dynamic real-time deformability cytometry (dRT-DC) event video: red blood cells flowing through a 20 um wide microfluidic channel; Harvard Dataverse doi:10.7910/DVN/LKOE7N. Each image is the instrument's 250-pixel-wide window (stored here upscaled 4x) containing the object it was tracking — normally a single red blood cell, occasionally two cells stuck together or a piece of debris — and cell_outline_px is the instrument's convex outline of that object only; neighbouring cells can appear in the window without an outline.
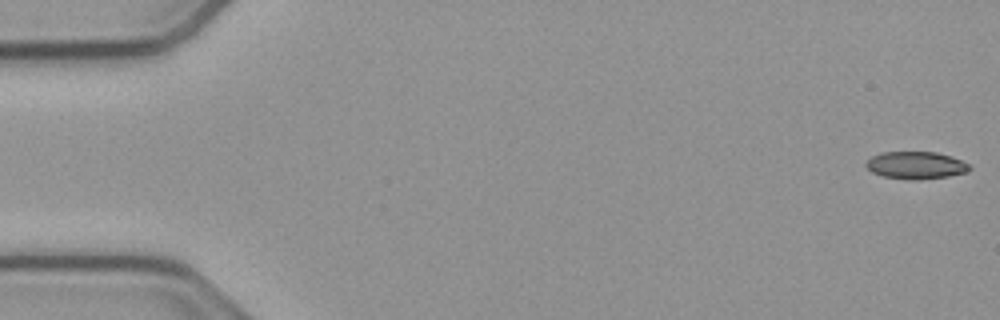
{"species": "common noctule bat (a hibernating species)", "species_latin": "Nyctalus noctula", "temperature_condition": "cold", "stored_images_in_passage": 54, "camera_frame_rate_fps": 3000, "um_per_image_px": 0.085, "animal": {"sex": "male", "body_mass_g": 23.1, "forearm_length_mm": 52.7}, "frame": {"image": 1, "passage_image": 1, "time_ms": 0.0, "image_size_px": [1000, 320], "cell_outline_px": [[972, 168], [968, 172], [948, 176], [916, 180], [912, 180], [884, 176], [872, 172], [864, 164], [872, 156], [880, 152], [936, 152], [952, 156], [968, 164]], "centroid_in_image_um": [77.86, 14.04], "position_along_channel_um": 7.1, "area_um2": 16.47}}
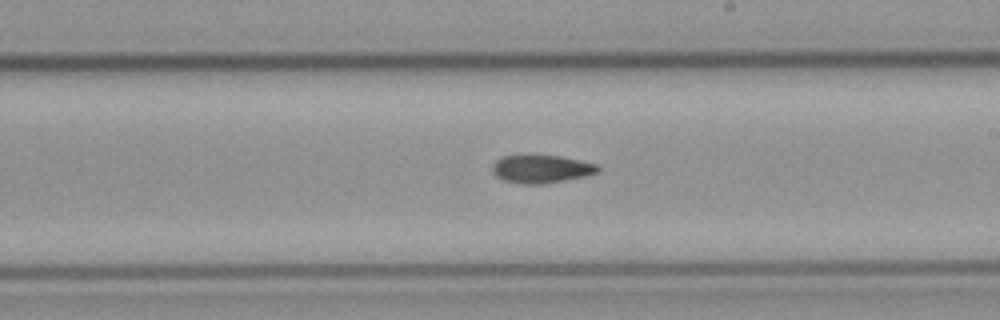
{"frame": {"image": 2, "passage_image": 31, "time_ms": 10.0, "image_size_px": [1000, 320], "cell_outline_px": [[600, 172], [588, 176], [544, 184], [524, 184], [504, 180], [496, 176], [492, 172], [492, 164], [496, 160], [504, 156], [560, 156], [600, 164]], "centroid_in_image_um": [46.08, 14.37], "position_along_channel_um": 242.9, "area_um2": 17.34}}
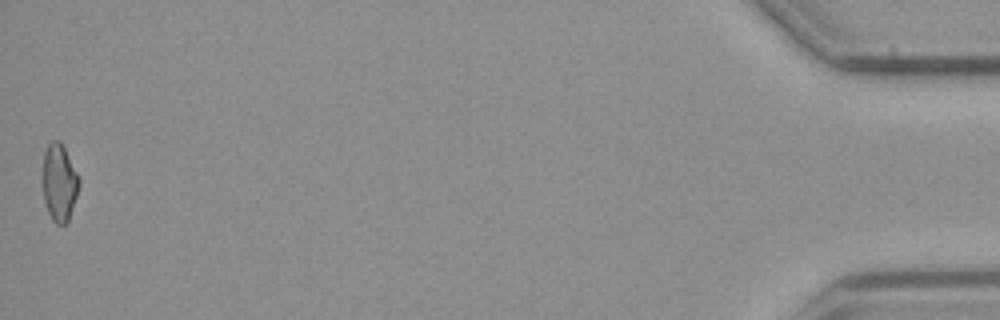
{"frame": {"image": 3, "passage_image": 54, "time_ms": 17.667, "image_size_px": [1000, 320], "cell_outline_px": [[80, 184], [68, 220], [64, 224], [56, 224], [52, 220], [48, 212], [44, 200], [44, 152], [48, 144], [52, 140], [60, 140], [80, 180]], "centroid_in_image_um": [5.04, 15.52], "position_along_channel_um": 430.2, "area_um2": 15.9}}